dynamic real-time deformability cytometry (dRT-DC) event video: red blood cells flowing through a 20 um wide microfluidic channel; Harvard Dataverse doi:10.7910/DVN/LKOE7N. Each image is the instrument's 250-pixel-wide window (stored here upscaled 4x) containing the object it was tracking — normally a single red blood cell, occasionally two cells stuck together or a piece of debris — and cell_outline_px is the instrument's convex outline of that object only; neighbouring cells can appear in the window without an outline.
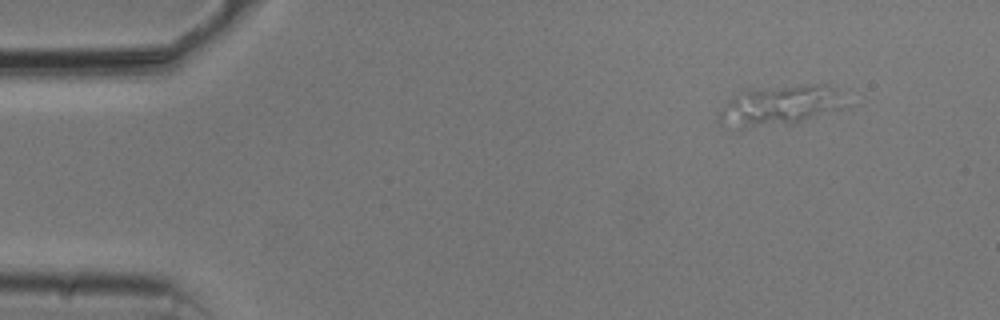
{"species": "common noctule bat (a hibernating species)", "species_latin": "Nyctalus noctula", "temperature_condition": "cold", "stored_images_in_passage": 11, "camera_frame_rate_fps": 3000, "um_per_image_px": 0.085, "animal": {"sex": "male", "body_mass_g": 20.5, "forearm_length_mm": 52.5}, "frame": {"image": 1, "passage_image": 1, "time_ms": 0.0, "image_size_px": [1000, 320], "cell_outline_px": [[852, 104], [840, 108], [800, 120], [740, 132], [716, 124], [716, 116], [728, 100], [732, 96], [744, 88], [804, 84], [828, 84]], "centroid_in_image_um": [66.12, 8.98], "position_along_channel_um": 18.9, "area_um2": 30.63}}
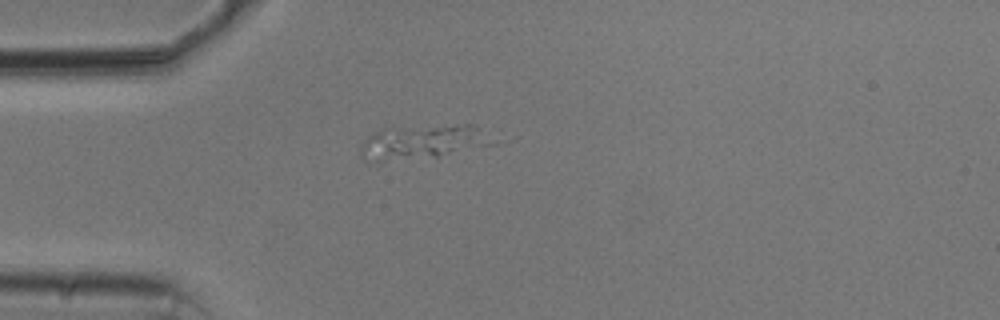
{"frame": {"image": 2, "passage_image": 10, "time_ms": 3.0, "image_size_px": [1000, 320], "cell_outline_px": [[496, 144], [436, 156], [380, 160], [364, 160], [360, 156], [360, 144], [368, 136], [384, 128], [464, 124], [476, 124]], "centroid_in_image_um": [35.92, 12.03], "position_along_channel_um": 49.1, "area_um2": 25.72}}